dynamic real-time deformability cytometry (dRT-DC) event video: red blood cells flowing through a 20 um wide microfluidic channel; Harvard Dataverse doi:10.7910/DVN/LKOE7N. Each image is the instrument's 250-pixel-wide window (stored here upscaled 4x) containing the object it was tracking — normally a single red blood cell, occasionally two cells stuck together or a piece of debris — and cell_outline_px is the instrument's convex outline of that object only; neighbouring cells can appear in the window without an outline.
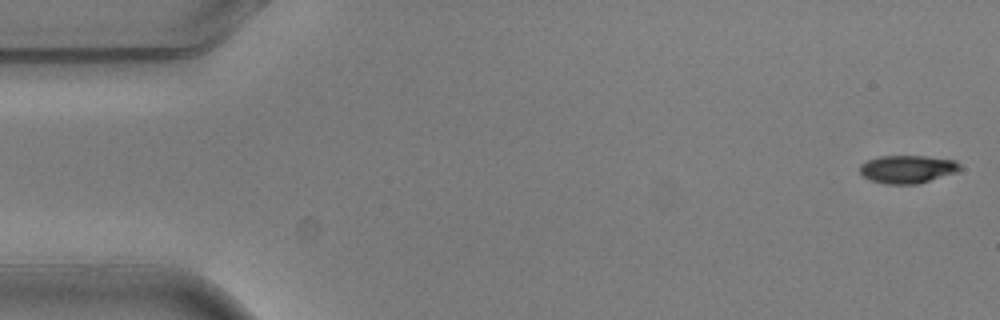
{"species": "common noctule bat (a hibernating species)", "species_latin": "Nyctalus noctula", "temperature_condition": "warm", "stored_images_in_passage": 6, "camera_frame_rate_fps": 3000, "um_per_image_px": 0.085, "animal": {"sex": "male", "body_mass_g": 20.5, "forearm_length_mm": 52.5}, "frame": {"image": 1, "passage_image": 1, "time_ms": 0.0, "image_size_px": [1000, 320], "cell_outline_px": [[960, 168], [956, 172], [916, 184], [888, 184], [872, 180], [864, 176], [860, 172], [860, 164], [868, 160], [880, 156], [928, 156], [956, 160], [960, 164]], "centroid_in_image_um": [77.14, 14.36], "position_along_channel_um": 7.9, "area_um2": 16.13}}
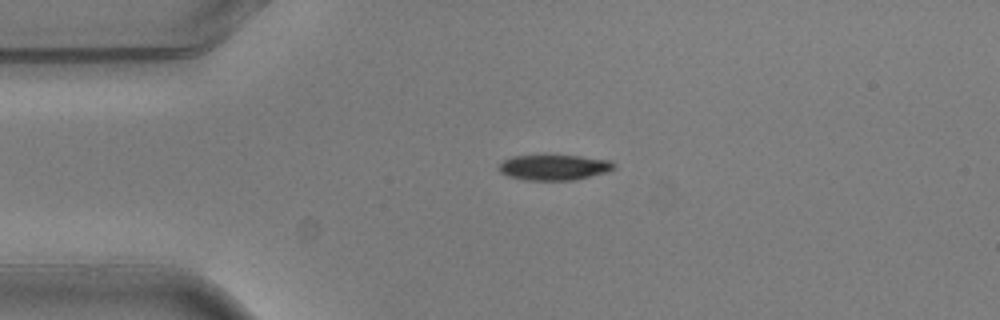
{"frame": {"image": 2, "passage_image": 4, "time_ms": 1.0, "image_size_px": [1000, 320], "cell_outline_px": [[616, 168], [608, 172], [572, 180], [524, 180], [508, 176], [500, 172], [496, 168], [504, 160], [512, 156], [580, 156], [608, 160], [616, 164]], "centroid_in_image_um": [47.09, 14.23], "position_along_channel_um": 37.9, "area_um2": 16.99}}